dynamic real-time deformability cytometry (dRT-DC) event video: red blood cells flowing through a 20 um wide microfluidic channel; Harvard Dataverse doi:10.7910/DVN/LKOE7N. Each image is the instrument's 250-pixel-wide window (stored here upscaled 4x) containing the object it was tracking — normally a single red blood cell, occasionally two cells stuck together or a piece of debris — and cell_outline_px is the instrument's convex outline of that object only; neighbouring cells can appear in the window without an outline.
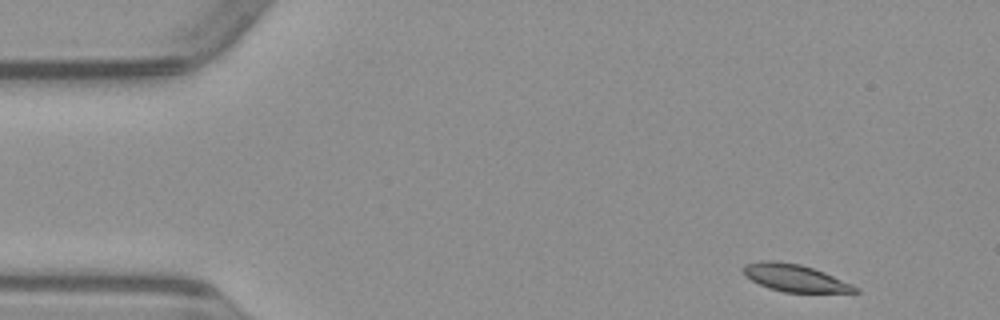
{"species": "common noctule bat (a hibernating species)", "species_latin": "Nyctalus noctula", "temperature_condition": "warm", "stored_images_in_passage": 47, "camera_frame_rate_fps": 3000, "um_per_image_px": 0.085, "animal": {"sex": "male", "body_mass_g": 23.1, "forearm_length_mm": 52.7}, "frame": {"image": 1, "passage_image": 1, "time_ms": 0.0, "image_size_px": [1000, 320], "cell_outline_px": [[860, 292], [784, 292], [768, 288], [744, 276], [744, 264], [760, 260], [772, 260], [800, 264], [824, 272], [852, 284], [860, 288]], "centroid_in_image_um": [67.56, 23.62], "position_along_channel_um": 17.4, "area_um2": 17.69}}
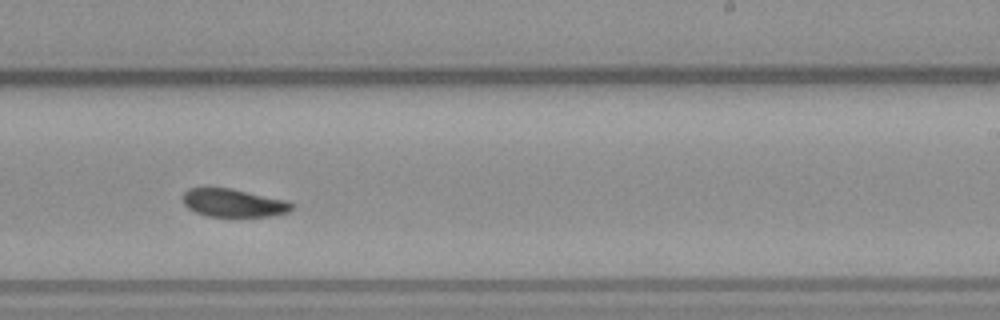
{"frame": {"image": 2, "passage_image": 27, "time_ms": 8.667, "image_size_px": [1000, 320], "cell_outline_px": [[296, 204], [288, 212], [272, 216], [208, 216], [196, 212], [188, 208], [184, 204], [184, 192], [188, 188], [232, 188], [288, 200]], "centroid_in_image_um": [19.9, 17.24], "position_along_channel_um": 269.1, "area_um2": 17.86}}
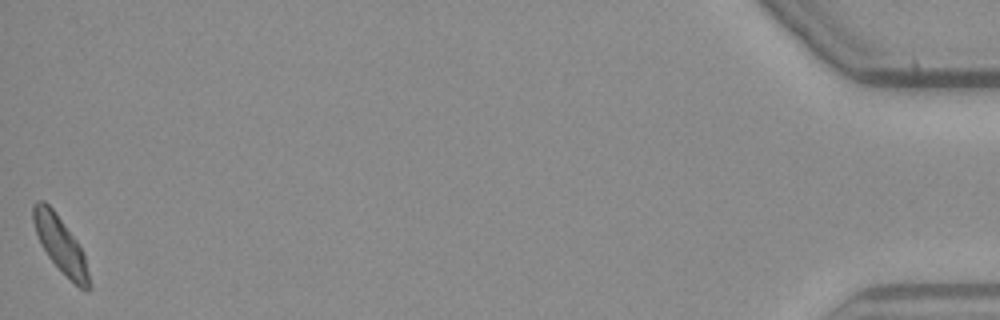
{"frame": {"image": 3, "passage_image": 47, "time_ms": 15.333, "image_size_px": [1000, 320], "cell_outline_px": [[92, 288], [88, 292], [80, 288], [48, 256], [40, 244], [32, 220], [32, 204], [36, 200], [44, 200], [52, 208], [76, 240], [84, 252]], "centroid_in_image_um": [5.14, 20.77], "position_along_channel_um": 430.1, "area_um2": 18.03}}